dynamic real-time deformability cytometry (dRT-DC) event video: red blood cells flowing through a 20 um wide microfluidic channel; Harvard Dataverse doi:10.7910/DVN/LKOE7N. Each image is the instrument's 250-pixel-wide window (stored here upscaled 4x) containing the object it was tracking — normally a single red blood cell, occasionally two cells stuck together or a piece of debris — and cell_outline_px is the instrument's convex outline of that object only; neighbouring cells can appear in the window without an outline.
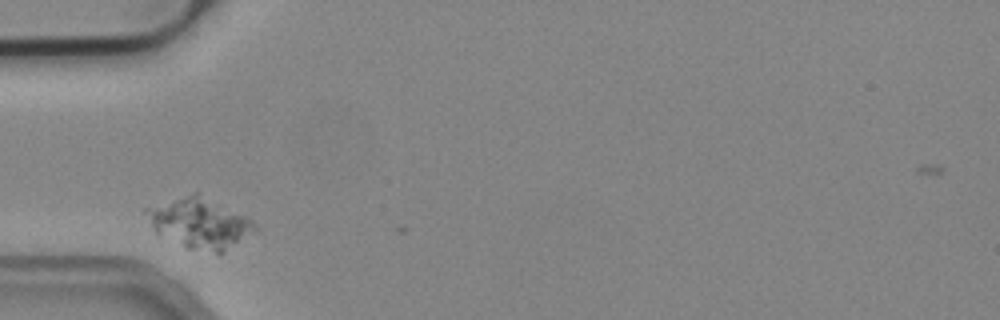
{"species": "common noctule bat (a hibernating species)", "species_latin": "Nyctalus noctula", "temperature_condition": "cold", "stored_images_in_passage": 3, "camera_frame_rate_fps": 3000, "um_per_image_px": 0.085, "animal": {"sex": "male", "body_mass_g": 19.2, "forearm_length_mm": 51.8}, "frame": {"image": 1, "passage_image": 2, "time_ms": 0.333, "image_size_px": [1000, 320], "cell_outline_px": [[256, 228], [220, 256], [184, 248], [156, 232], [144, 212], [144, 208], [192, 192], [200, 192], [252, 220], [256, 224]], "centroid_in_image_um": [16.95, 18.98], "position_along_channel_um": 68.1, "area_um2": 32.02}}